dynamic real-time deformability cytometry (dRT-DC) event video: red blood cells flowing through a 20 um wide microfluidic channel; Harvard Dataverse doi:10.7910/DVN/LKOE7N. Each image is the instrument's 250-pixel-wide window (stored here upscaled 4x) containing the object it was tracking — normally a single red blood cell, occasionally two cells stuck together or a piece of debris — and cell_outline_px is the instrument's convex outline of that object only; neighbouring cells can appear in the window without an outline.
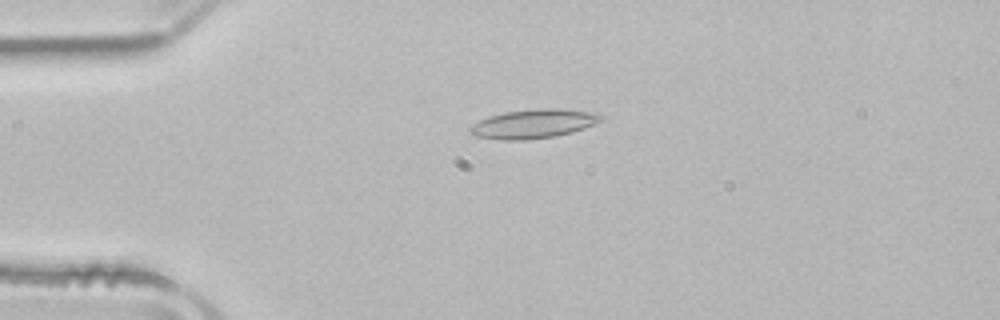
{"species": "common noctule bat (a hibernating species)", "species_latin": "Nyctalus noctula", "temperature_condition": "room temperature", "stored_images_in_passage": 51, "camera_frame_rate_fps": 3000, "um_per_image_px": 0.085, "animal": {"sex": "male", "body_mass_g": 21.5, "forearm_length_mm": 52.0}, "frame": {"image": 1, "passage_image": 12, "time_ms": 3.667, "image_size_px": [1000, 320], "cell_outline_px": [[604, 120], [584, 128], [572, 132], [556, 136], [528, 140], [500, 140], [476, 136], [468, 132], [468, 128], [472, 124], [488, 116], [504, 112], [536, 108], [560, 108], [588, 112], [604, 116]], "centroid_in_image_um": [45.31, 10.52], "position_along_channel_um": 39.7, "area_um2": 22.31}}
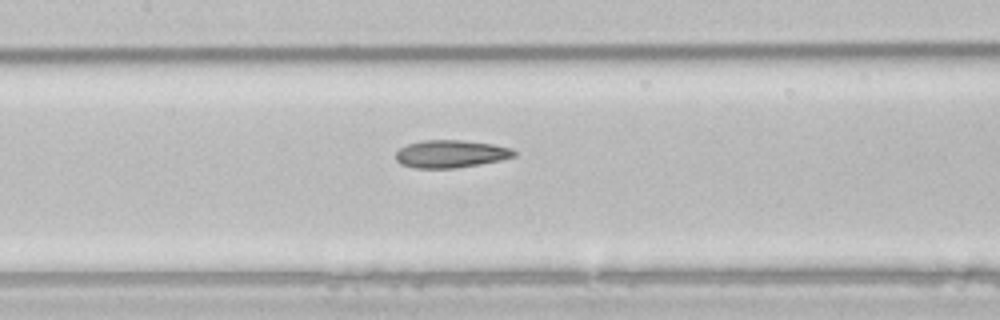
{"frame": {"image": 2, "passage_image": 24, "time_ms": 7.667, "image_size_px": [1000, 320], "cell_outline_px": [[516, 156], [500, 160], [480, 164], [456, 168], [412, 168], [400, 164], [396, 160], [396, 152], [400, 148], [408, 144], [420, 140], [464, 140], [492, 144], [512, 148], [516, 152]], "centroid_in_image_um": [38.3, 13.08], "position_along_channel_um": 169.1, "area_um2": 19.19}}
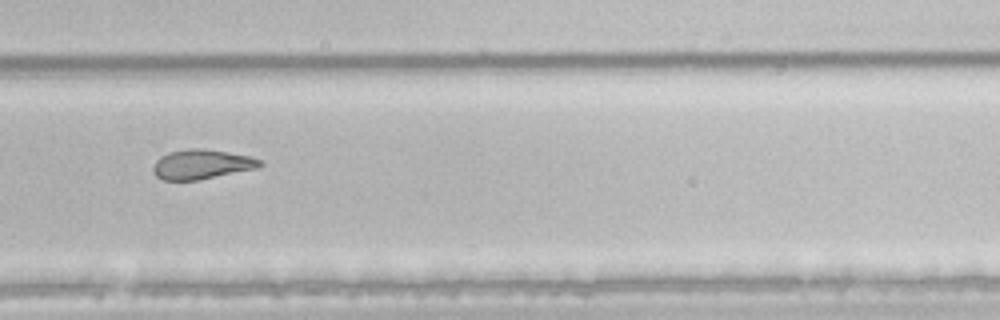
{"frame": {"image": 3, "passage_image": 35, "time_ms": 11.333, "image_size_px": [1000, 320], "cell_outline_px": [[264, 164], [260, 168], [200, 180], [164, 180], [156, 176], [152, 172], [152, 168], [156, 160], [160, 156], [168, 152], [188, 148], [200, 148], [248, 156], [260, 160]], "centroid_in_image_um": [17.13, 13.98], "position_along_channel_um": 312.7, "area_um2": 18.55}, "authors_computed_cell_mechanics": {"area_um2": 20.519, "velocity_mm_per_s": 3.9355, "shape_relaxation_time_tau1_ms": 7.6618, "shape_relaxation_time_tau2_ms": 3.7801, "deformation_change_tau1": 0.1976, "deformation_change_tau2": 0.1195}}